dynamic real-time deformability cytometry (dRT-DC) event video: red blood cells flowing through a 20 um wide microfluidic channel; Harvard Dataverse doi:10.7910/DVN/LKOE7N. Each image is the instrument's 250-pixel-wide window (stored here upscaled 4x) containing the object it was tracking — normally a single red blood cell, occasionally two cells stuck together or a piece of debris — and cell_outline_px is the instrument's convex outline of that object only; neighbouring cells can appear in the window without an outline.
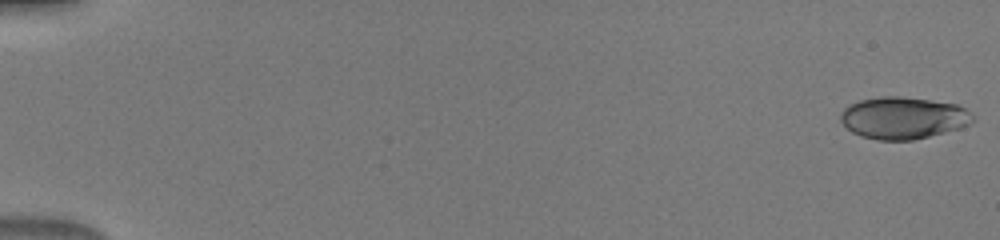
{"species": "human", "species_latin": "Homo sapiens", "temperature_condition": "warm", "stored_images_in_passage": 50, "camera_frame_rate_fps": 3000, "um_per_image_px": 0.085, "donor": {"sex": "male"}, "frame": {"image": 1, "passage_image": 1, "time_ms": 0.0, "image_size_px": [1000, 240], "cell_outline_px": [[976, 120], [972, 124], [960, 128], [912, 140], [876, 140], [860, 136], [852, 132], [840, 120], [840, 112], [848, 104], [860, 100], [880, 96], [900, 96], [956, 104], [964, 108], [976, 116]], "centroid_in_image_um": [76.78, 10.02], "position_along_channel_um": 8.2, "area_um2": 32.54}}
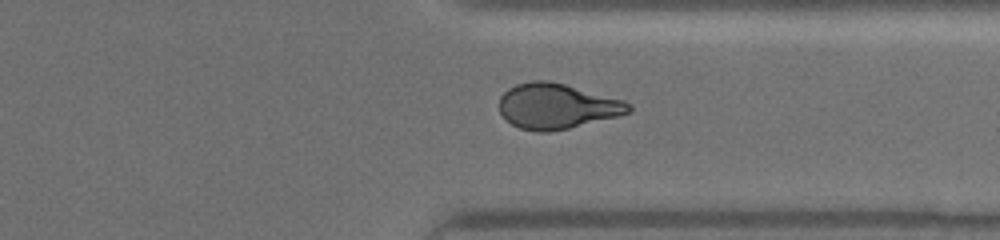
{"frame": {"image": 2, "passage_image": 40, "time_ms": 13.0, "image_size_px": [1000, 240], "cell_outline_px": [[632, 112], [620, 116], [568, 128], [548, 132], [536, 132], [520, 128], [512, 124], [500, 112], [500, 96], [508, 88], [516, 84], [532, 80], [548, 80], [564, 84], [624, 100], [632, 104]], "centroid_in_image_um": [47.36, 9.02], "position_along_channel_um": 364.0, "area_um2": 34.22}}
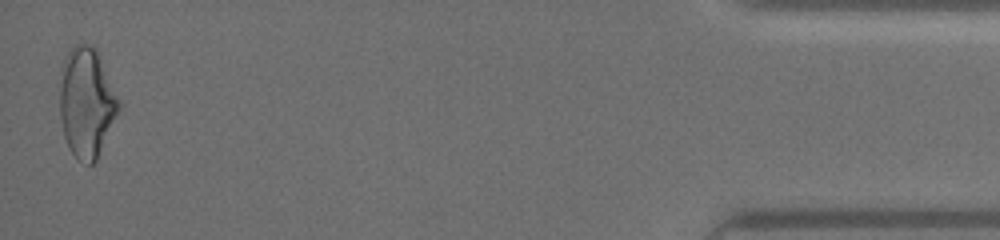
{"frame": {"image": 3, "passage_image": 50, "time_ms": 16.333, "image_size_px": [1000, 240], "cell_outline_px": [[124, 104], [96, 160], [92, 164], [84, 164], [76, 160], [68, 148], [64, 136], [60, 116], [60, 84], [64, 60], [68, 52], [76, 44], [88, 44], [96, 48], [100, 52]], "centroid_in_image_um": [7.43, 8.72], "position_along_channel_um": 427.8, "area_um2": 38.96}}